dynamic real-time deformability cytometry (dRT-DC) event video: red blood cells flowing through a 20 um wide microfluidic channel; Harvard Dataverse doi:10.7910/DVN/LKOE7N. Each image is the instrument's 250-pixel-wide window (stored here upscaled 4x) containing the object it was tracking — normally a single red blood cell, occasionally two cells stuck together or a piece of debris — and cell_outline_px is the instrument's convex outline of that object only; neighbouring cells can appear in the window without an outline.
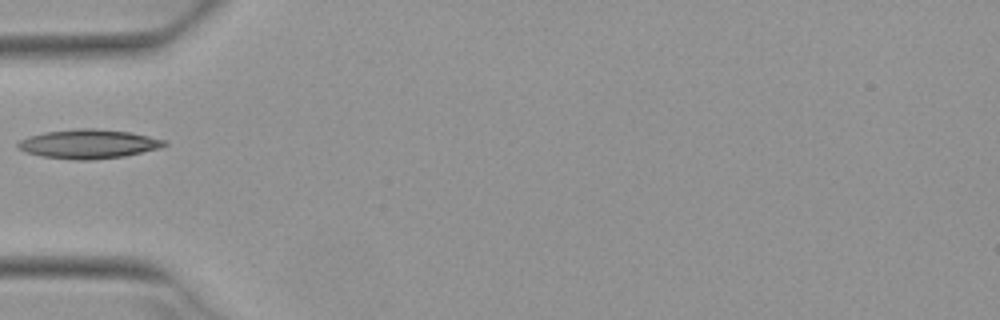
{"species": "Egyptian fruit bat (a non-hibernating species)", "species_latin": "Rousettus aegyptiacus", "temperature_condition": "warm", "stored_images_in_passage": 6, "camera_frame_rate_fps": 3000, "um_per_image_px": 0.085, "animal": {"sex": "female"}, "frame": {"image": 1, "passage_image": 5, "time_ms": 1.333, "image_size_px": [1000, 320], "cell_outline_px": [[168, 144], [160, 148], [124, 156], [88, 160], [76, 160], [44, 156], [24, 152], [16, 144], [20, 140], [28, 136], [44, 132], [76, 128], [96, 128], [132, 132], [164, 140]], "centroid_in_image_um": [7.52, 12.22], "position_along_channel_um": 77.5, "area_um2": 24.8}}
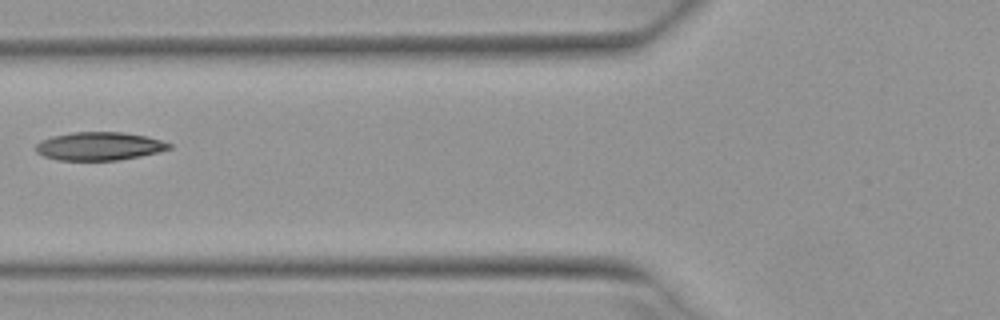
{"frame": {"image": 2, "passage_image": 6, "time_ms": 1.667, "image_size_px": [1000, 320], "cell_outline_px": [[172, 148], [140, 156], [116, 160], [56, 160], [44, 156], [36, 152], [36, 144], [40, 140], [52, 136], [72, 132], [124, 132], [144, 136], [160, 140], [172, 144]], "centroid_in_image_um": [8.4, 12.42], "position_along_channel_um": 117.4, "area_um2": 21.85}}